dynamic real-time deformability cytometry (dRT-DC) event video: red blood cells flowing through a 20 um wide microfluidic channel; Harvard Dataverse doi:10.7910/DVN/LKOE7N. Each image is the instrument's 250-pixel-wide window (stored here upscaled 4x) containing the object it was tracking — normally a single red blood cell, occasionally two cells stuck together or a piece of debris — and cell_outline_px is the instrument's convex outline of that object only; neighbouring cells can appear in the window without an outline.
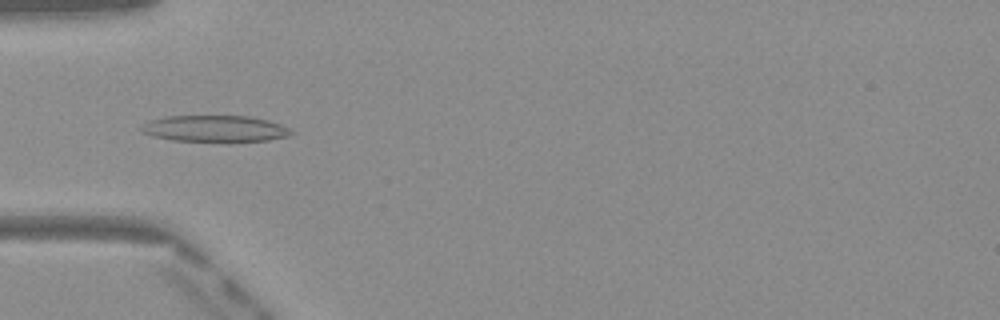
{"species": "Egyptian fruit bat (a non-hibernating species)", "species_latin": "Rousettus aegyptiacus", "temperature_condition": "warm", "stored_images_in_passage": 48, "camera_frame_rate_fps": 3000, "um_per_image_px": 0.085, "frame": {"image": 1, "passage_image": 15, "time_ms": 4.667, "image_size_px": [1000, 320], "cell_outline_px": [[292, 132], [288, 136], [268, 140], [228, 144], [172, 140], [152, 136], [144, 132], [140, 128], [148, 120], [168, 116], [252, 116], [268, 120], [280, 124], [288, 128]], "centroid_in_image_um": [18.29, 10.97], "position_along_channel_um": 66.7, "area_um2": 23.87}}
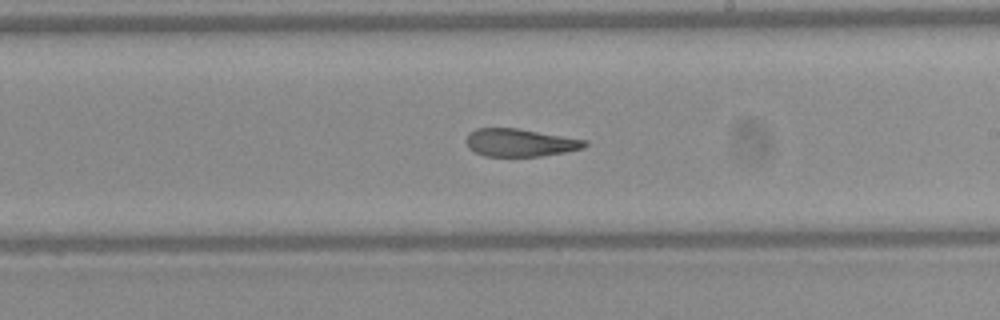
{"frame": {"image": 2, "passage_image": 28, "time_ms": 9.0, "image_size_px": [1000, 320], "cell_outline_px": [[588, 144], [584, 148], [564, 152], [540, 156], [484, 156], [468, 148], [468, 132], [476, 128], [516, 128], [588, 140]], "centroid_in_image_um": [44.22, 12.12], "position_along_channel_um": 244.8, "area_um2": 19.07}}
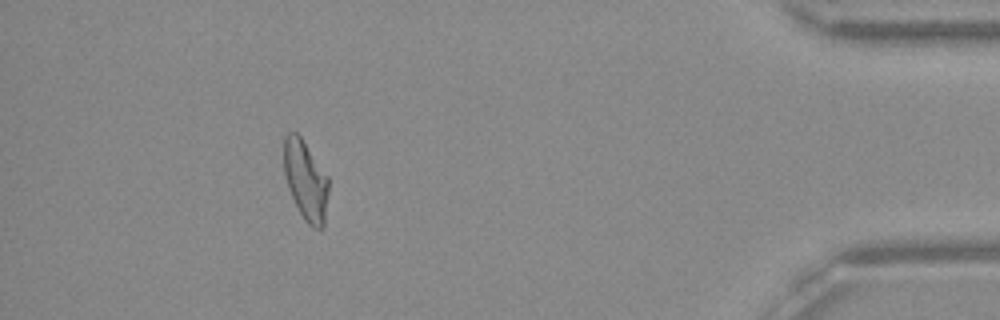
{"frame": {"image": 3, "passage_image": 44, "time_ms": 14.333, "image_size_px": [1000, 320], "cell_outline_px": [[328, 192], [324, 228], [312, 228], [304, 220], [288, 188], [284, 176], [284, 136], [288, 132], [296, 132], [300, 136], [328, 176]], "centroid_in_image_um": [25.98, 15.34], "position_along_channel_um": 409.2, "area_um2": 20.69}, "authors_computed_cell_mechanics": {"area_um2": 21.3282, "velocity_mm_per_s": 4.0999, "shape_relaxation_time_tau1_ms": 10.2836, "shape_relaxation_time_tau2_ms": 3.2459, "deformation_change_tau1": 0.2807, "deformation_change_tau2": 0.1403}}